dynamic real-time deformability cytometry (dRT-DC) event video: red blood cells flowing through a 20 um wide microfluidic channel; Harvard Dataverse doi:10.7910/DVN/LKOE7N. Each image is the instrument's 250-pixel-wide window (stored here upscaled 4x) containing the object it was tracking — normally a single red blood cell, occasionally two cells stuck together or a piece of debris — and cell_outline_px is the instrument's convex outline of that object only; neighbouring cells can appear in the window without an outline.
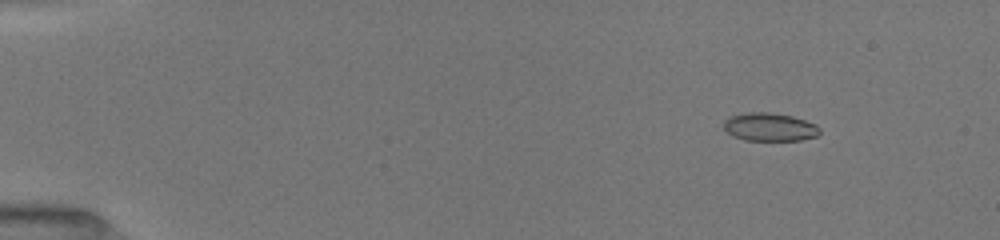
{"species": "common noctule bat (a hibernating species)", "species_latin": "Nyctalus noctula", "temperature_condition": "room temperature", "stored_images_in_passage": 52, "camera_frame_rate_fps": 3000, "um_per_image_px": 0.085, "animal": {"sex": "female", "body_mass_g": 19.5, "forearm_length_mm": 54.1}, "frame": {"image": 1, "passage_image": 7, "time_ms": 2.0, "image_size_px": [1000, 240], "cell_outline_px": [[820, 132], [816, 136], [800, 140], [744, 140], [732, 136], [724, 128], [724, 120], [728, 116], [748, 112], [768, 112], [792, 116], [816, 124], [820, 128]], "centroid_in_image_um": [65.4, 10.79], "position_along_channel_um": 19.6, "area_um2": 15.78}}
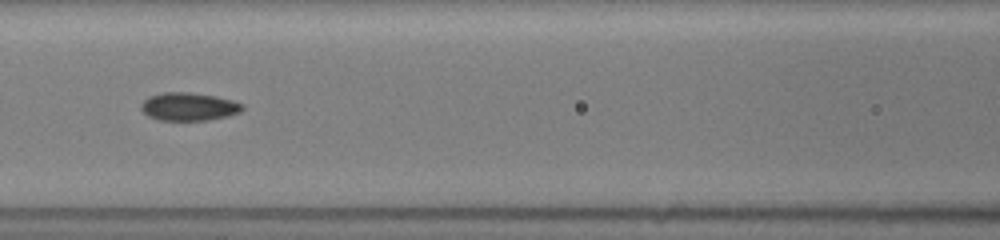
{"frame": {"image": 2, "passage_image": 25, "time_ms": 8.0, "image_size_px": [1000, 240], "cell_outline_px": [[244, 108], [240, 112], [228, 116], [208, 120], [160, 120], [148, 116], [140, 108], [140, 104], [148, 96], [164, 92], [192, 92], [216, 96], [232, 100], [244, 104]], "centroid_in_image_um": [16.05, 9.05], "position_along_channel_um": 150.5, "area_um2": 16.7}}
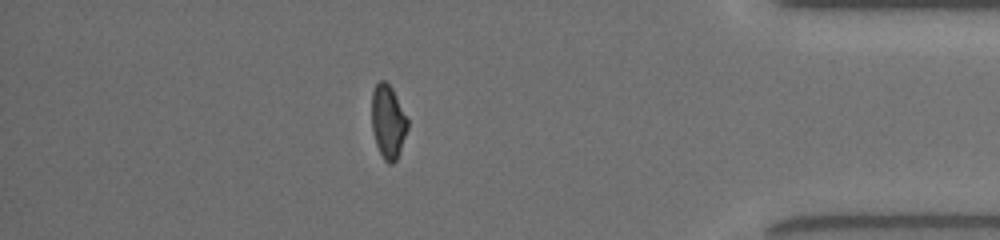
{"frame": {"image": 3, "passage_image": 46, "time_ms": 15.0, "image_size_px": [1000, 240], "cell_outline_px": [[408, 128], [396, 160], [392, 164], [388, 164], [384, 160], [376, 144], [372, 128], [372, 92], [376, 84], [380, 80], [384, 80], [392, 88], [408, 120]], "centroid_in_image_um": [32.98, 10.34], "position_along_channel_um": 402.2, "area_um2": 15.2}, "authors_computed_cell_mechanics": {"area_um2": 16.0395, "velocity_mm_per_s": 4.0626, "shape_relaxation_time_tau1_ms": 6.7288, "shape_relaxation_time_tau2_ms": 1.5293, "deformation_change_tau1": 0.1693, "deformation_change_tau2": 0.0542}}